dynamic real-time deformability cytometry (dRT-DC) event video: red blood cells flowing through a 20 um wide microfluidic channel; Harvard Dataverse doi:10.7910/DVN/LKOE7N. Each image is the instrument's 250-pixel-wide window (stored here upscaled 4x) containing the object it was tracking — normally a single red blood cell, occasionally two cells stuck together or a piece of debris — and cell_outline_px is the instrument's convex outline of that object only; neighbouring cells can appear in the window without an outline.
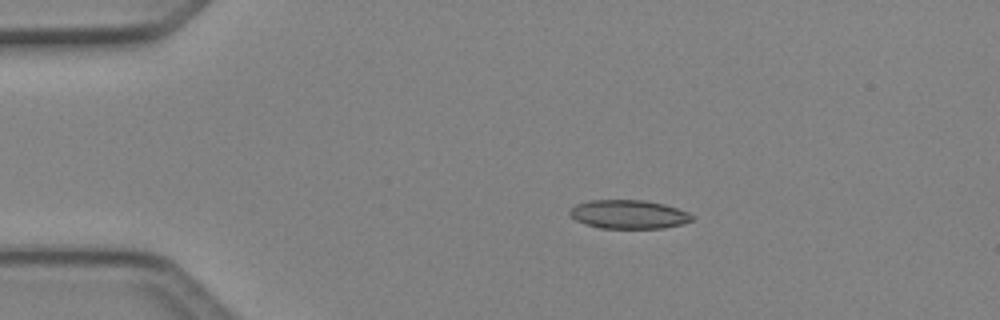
{"species": "Egyptian fruit bat (a non-hibernating species)", "species_latin": "Rousettus aegyptiacus", "temperature_condition": "cold", "stored_images_in_passage": 4, "camera_frame_rate_fps": 3000, "um_per_image_px": 0.085, "animal": {"sex": "female"}, "frame": {"image": 1, "passage_image": 2, "time_ms": 0.333, "image_size_px": [1000, 320], "cell_outline_px": [[692, 220], [684, 224], [664, 228], [600, 228], [576, 220], [568, 212], [576, 204], [588, 200], [644, 200], [664, 204], [688, 212], [692, 216]], "centroid_in_image_um": [53.45, 18.21], "position_along_channel_um": 31.6, "area_um2": 20.35}}
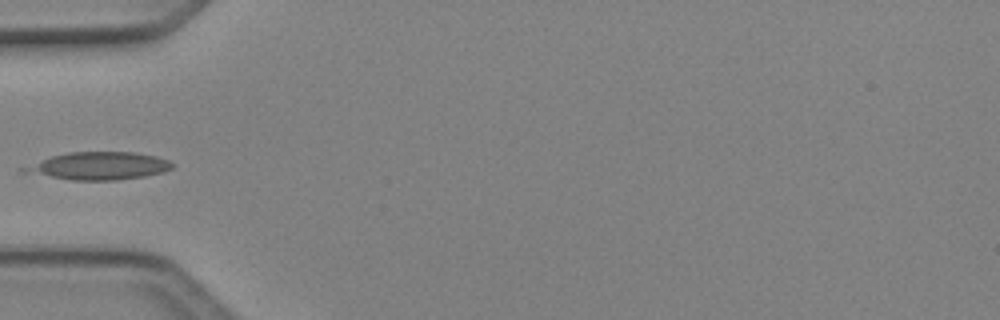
{"frame": {"image": 2, "passage_image": 3, "time_ms": 0.667, "image_size_px": [1000, 320], "cell_outline_px": [[172, 168], [164, 172], [144, 176], [116, 180], [72, 180], [20, 172], [16, 168], [52, 156], [68, 152], [132, 152], [156, 156], [168, 160], [172, 164]], "centroid_in_image_um": [8.32, 14.1], "position_along_channel_um": 76.7, "area_um2": 23.93}}
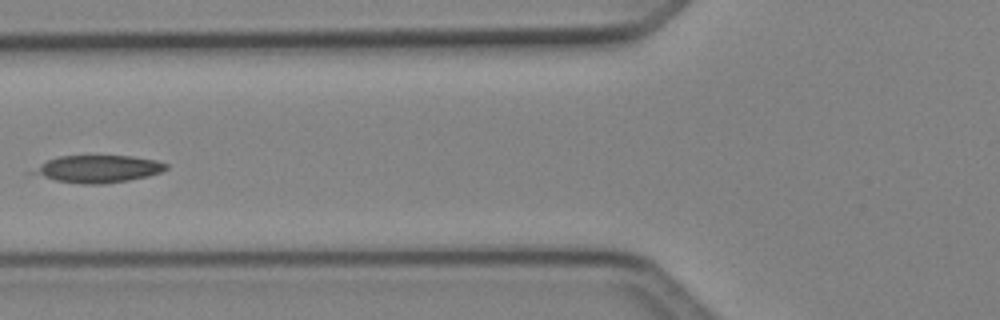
{"frame": {"image": 3, "passage_image": 4, "time_ms": 1.0, "image_size_px": [1000, 320], "cell_outline_px": [[168, 168], [160, 172], [148, 176], [128, 180], [104, 184], [84, 184], [56, 180], [24, 172], [48, 160], [60, 156], [132, 156], [156, 160], [168, 164]], "centroid_in_image_um": [8.29, 14.36], "position_along_channel_um": 117.5, "area_um2": 21.21}}